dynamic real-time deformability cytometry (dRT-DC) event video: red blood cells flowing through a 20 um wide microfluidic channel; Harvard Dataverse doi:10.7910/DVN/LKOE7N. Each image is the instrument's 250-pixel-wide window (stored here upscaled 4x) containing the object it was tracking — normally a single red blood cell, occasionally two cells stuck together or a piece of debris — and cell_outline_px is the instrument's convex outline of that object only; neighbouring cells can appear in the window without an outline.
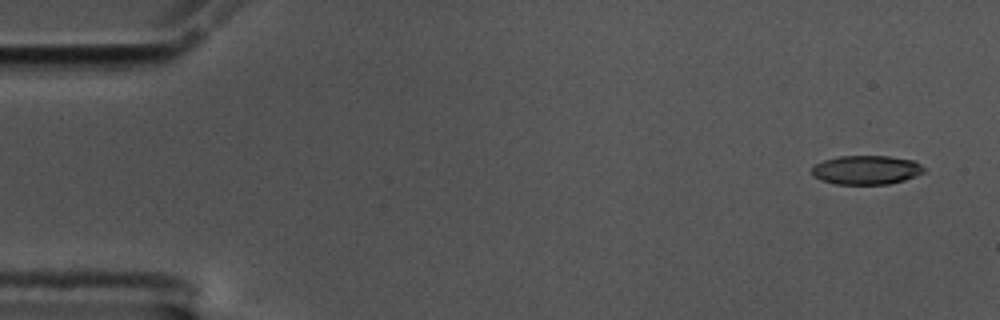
{"species": "common noctule bat (a hibernating species)", "species_latin": "Nyctalus noctula", "temperature_condition": "cold", "stored_images_in_passage": 55, "camera_frame_rate_fps": 3000, "um_per_image_px": 0.085, "animal": {"sex": "male", "body_mass_g": 17.5, "forearm_length_mm": 52.3}, "frame": {"image": 1, "passage_image": 1, "time_ms": 0.0, "image_size_px": [1000, 320], "cell_outline_px": [[924, 172], [916, 176], [904, 180], [888, 184], [836, 184], [820, 180], [812, 176], [812, 168], [816, 164], [824, 160], [840, 156], [888, 156], [912, 160], [920, 164], [924, 168]], "centroid_in_image_um": [73.62, 14.45], "position_along_channel_um": 11.4, "area_um2": 18.9}}
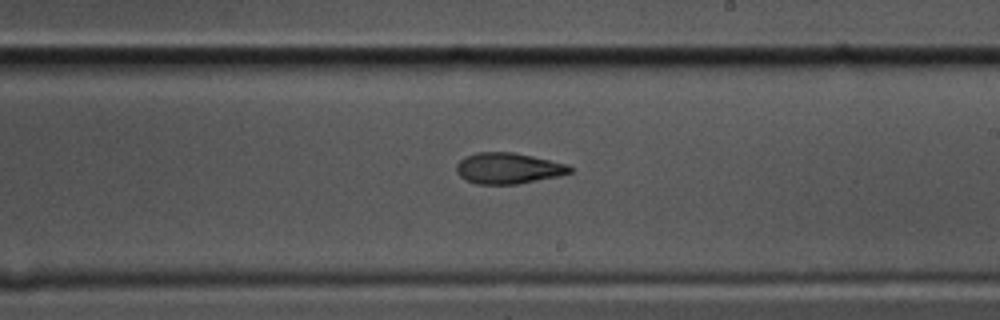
{"frame": {"image": 2, "passage_image": 31, "time_ms": 10.0, "image_size_px": [1000, 320], "cell_outline_px": [[572, 172], [560, 176], [516, 184], [476, 184], [464, 180], [456, 172], [456, 164], [464, 156], [476, 152], [512, 152], [532, 156], [568, 164], [572, 168]], "centroid_in_image_um": [43.17, 14.3], "position_along_channel_um": 245.8, "area_um2": 20.63}}
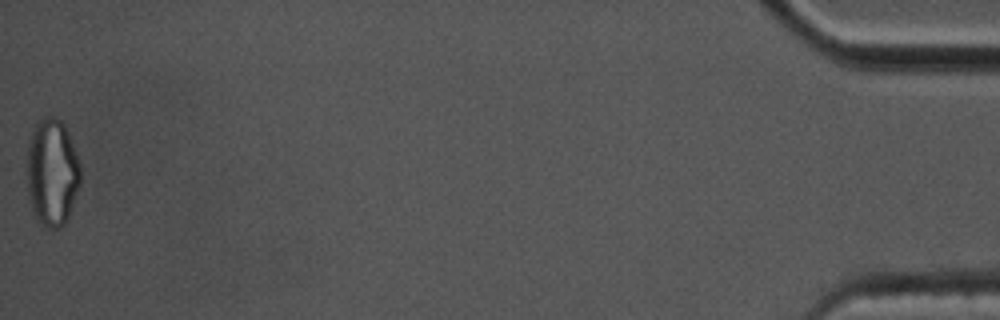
{"frame": {"image": 3, "passage_image": 55, "time_ms": 18.0, "image_size_px": [1000, 320], "cell_outline_px": [[80, 184], [68, 216], [64, 224], [60, 228], [44, 228], [36, 220], [32, 208], [28, 192], [24, 172], [24, 160], [28, 140], [36, 120], [44, 116], [52, 116], [60, 120], [64, 124], [80, 164]], "centroid_in_image_um": [4.36, 14.63], "position_along_channel_um": 430.8, "area_um2": 34.39}, "authors_computed_cell_mechanics": {"area_um2": 21.097, "velocity_mm_per_s": 3.5382, "shape_relaxation_time_tau1_ms": 7.1661, "shape_relaxation_time_tau2_ms": 3.0347, "deformation_change_tau1": 0.1839, "deformation_change_tau2": 0.1087}}